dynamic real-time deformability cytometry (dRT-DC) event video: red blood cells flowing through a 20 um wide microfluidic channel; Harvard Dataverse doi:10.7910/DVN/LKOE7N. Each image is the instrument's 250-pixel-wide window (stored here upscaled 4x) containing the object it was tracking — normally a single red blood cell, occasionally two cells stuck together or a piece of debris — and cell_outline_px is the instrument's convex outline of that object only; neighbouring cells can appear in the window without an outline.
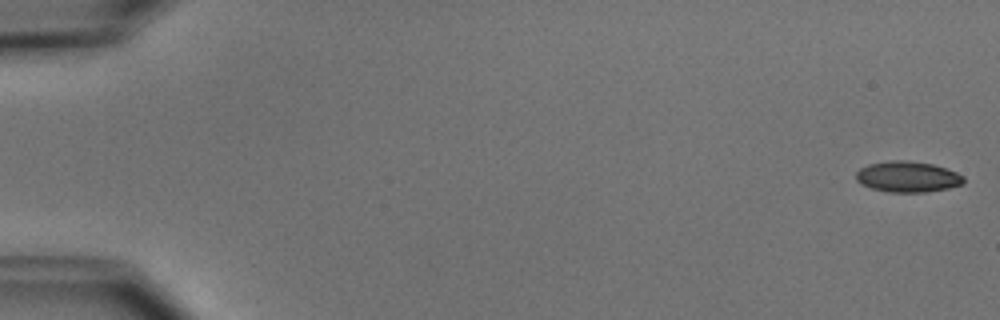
{"species": "common noctule bat (a hibernating species)", "species_latin": "Nyctalus noctula", "temperature_condition": "cold", "stored_images_in_passage": 7, "camera_frame_rate_fps": 3000, "um_per_image_px": 0.085, "animal": {"sex": "male", "body_mass_g": 15.6}, "frame": {"image": 1, "passage_image": 1, "time_ms": 0.0, "image_size_px": [1000, 320], "cell_outline_px": [[964, 184], [948, 188], [924, 192], [892, 192], [872, 188], [856, 180], [856, 172], [860, 168], [868, 164], [888, 160], [908, 160], [932, 164], [956, 172], [964, 176]], "centroid_in_image_um": [77.16, 15.01], "position_along_channel_um": 7.8, "area_um2": 19.25}}
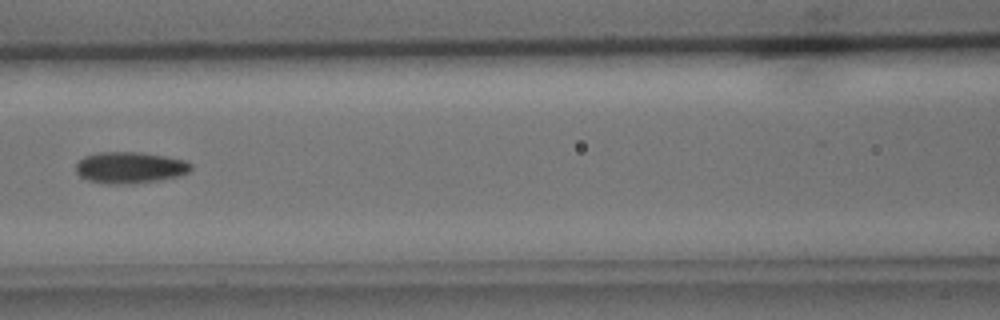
{"frame": {"image": 2, "passage_image": 7, "time_ms": 7.667, "image_size_px": [1000, 320], "cell_outline_px": [[192, 168], [188, 172], [176, 176], [160, 180], [128, 184], [108, 184], [88, 180], [80, 176], [76, 172], [76, 164], [84, 156], [100, 152], [136, 152], [164, 156], [184, 160], [192, 164]], "centroid_in_image_um": [11.02, 14.25], "position_along_channel_um": 155.6, "area_um2": 20.92}}